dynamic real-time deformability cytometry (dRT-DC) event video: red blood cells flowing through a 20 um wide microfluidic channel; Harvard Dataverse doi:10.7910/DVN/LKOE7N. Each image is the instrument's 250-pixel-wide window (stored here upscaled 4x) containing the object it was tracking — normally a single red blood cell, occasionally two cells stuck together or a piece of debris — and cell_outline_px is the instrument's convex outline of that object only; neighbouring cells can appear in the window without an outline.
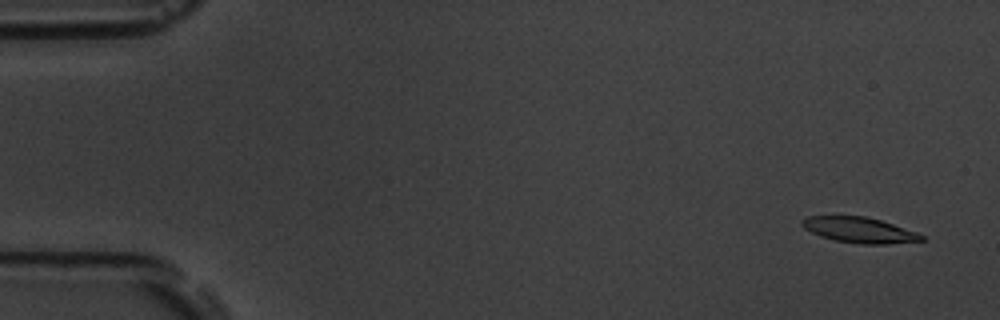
{"species": "common noctule bat (a hibernating species)", "species_latin": "Nyctalus noctula", "temperature_condition": "room temperature", "stored_images_in_passage": 53, "camera_frame_rate_fps": 3000, "um_per_image_px": 0.085, "animal": {"sex": "male", "body_mass_g": 19.5, "forearm_length_mm": 54.6}, "frame": {"image": 1, "passage_image": 2, "time_ms": 0.333, "image_size_px": [1000, 320], "cell_outline_px": [[924, 240], [888, 244], [860, 244], [836, 240], [820, 236], [804, 228], [800, 224], [800, 220], [808, 216], [864, 216], [880, 220], [916, 232], [924, 236]], "centroid_in_image_um": [73.01, 19.55], "position_along_channel_um": 12.0, "area_um2": 17.63}}
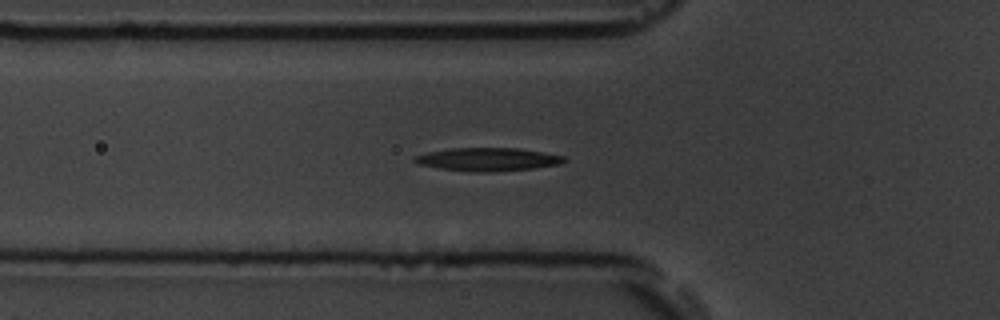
{"frame": {"image": 2, "passage_image": 18, "time_ms": 5.667, "image_size_px": [1000, 320], "cell_outline_px": [[568, 160], [560, 164], [532, 168], [492, 172], [472, 172], [440, 168], [420, 164], [412, 160], [412, 156], [428, 152], [448, 148], [520, 148], [544, 152], [564, 156]], "centroid_in_image_um": [41.46, 13.54], "position_along_channel_um": 84.3, "area_um2": 20.29}}
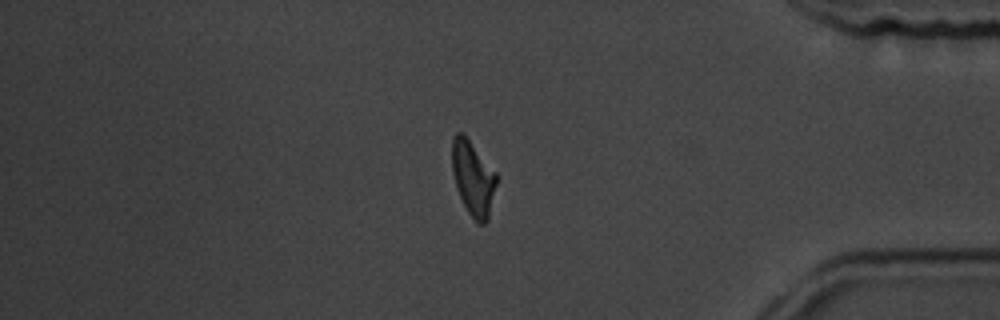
{"frame": {"image": 3, "passage_image": 45, "time_ms": 14.667, "image_size_px": [1000, 320], "cell_outline_px": [[500, 176], [488, 220], [484, 224], [476, 224], [468, 212], [456, 188], [452, 172], [452, 136], [456, 132], [464, 132]], "centroid_in_image_um": [40.24, 15.12], "position_along_channel_um": 395.0, "area_um2": 20.11}, "authors_computed_cell_mechanics": {"area_um2": 19.4786, "velocity_mm_per_s": 3.7778, "shape_relaxation_time_tau1_ms": 4.7754, "shape_relaxation_time_tau2_ms": null, "deformation_change_tau1": 0.1735, "deformation_change_tau2": null}}